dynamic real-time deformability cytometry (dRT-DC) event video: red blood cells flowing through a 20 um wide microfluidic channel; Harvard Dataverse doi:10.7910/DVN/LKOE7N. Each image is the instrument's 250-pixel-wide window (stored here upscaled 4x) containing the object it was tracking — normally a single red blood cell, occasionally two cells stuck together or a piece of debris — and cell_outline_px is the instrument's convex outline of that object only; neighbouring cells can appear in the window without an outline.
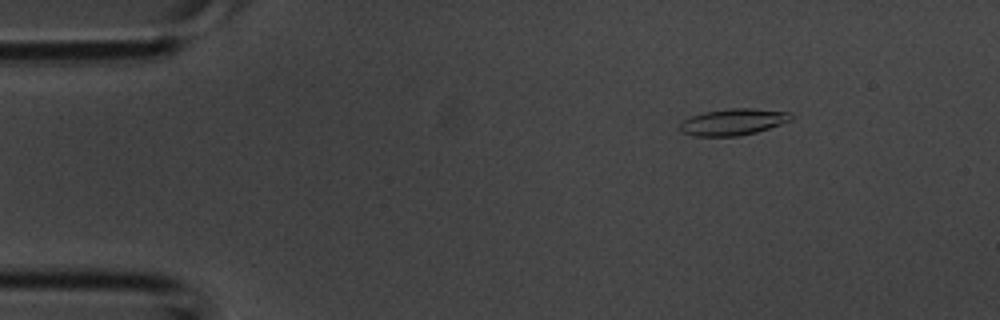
{"species": "common noctule bat (a hibernating species)", "species_latin": "Nyctalus noctula", "temperature_condition": "room temperature", "stored_images_in_passage": 4, "camera_frame_rate_fps": 3000, "um_per_image_px": 0.085, "animal": {"sex": "male", "body_mass_g": 20.1, "forearm_length_mm": 53.5}, "frame": {"image": 1, "passage_image": 2, "time_ms": 0.333, "image_size_px": [1000, 320], "cell_outline_px": [[792, 120], [756, 132], [736, 136], [692, 136], [680, 132], [676, 124], [688, 116], [704, 112], [728, 108], [752, 108], [792, 112]], "centroid_in_image_um": [62.23, 10.36], "position_along_channel_um": 22.8, "area_um2": 17.51}}
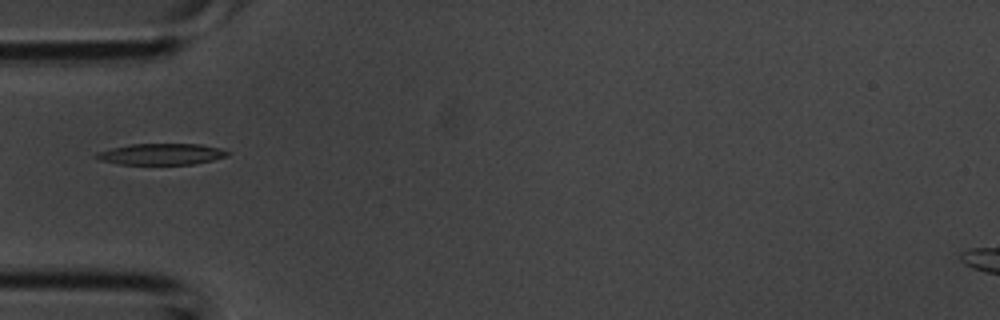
{"frame": {"image": 2, "passage_image": 4, "time_ms": 1.0, "image_size_px": [1000, 320], "cell_outline_px": [[232, 152], [228, 156], [212, 160], [192, 164], [120, 164], [100, 160], [92, 156], [96, 152], [128, 144], [200, 144], [220, 148]], "centroid_in_image_um": [13.71, 13.09], "position_along_channel_um": 71.3, "area_um2": 16.3}}